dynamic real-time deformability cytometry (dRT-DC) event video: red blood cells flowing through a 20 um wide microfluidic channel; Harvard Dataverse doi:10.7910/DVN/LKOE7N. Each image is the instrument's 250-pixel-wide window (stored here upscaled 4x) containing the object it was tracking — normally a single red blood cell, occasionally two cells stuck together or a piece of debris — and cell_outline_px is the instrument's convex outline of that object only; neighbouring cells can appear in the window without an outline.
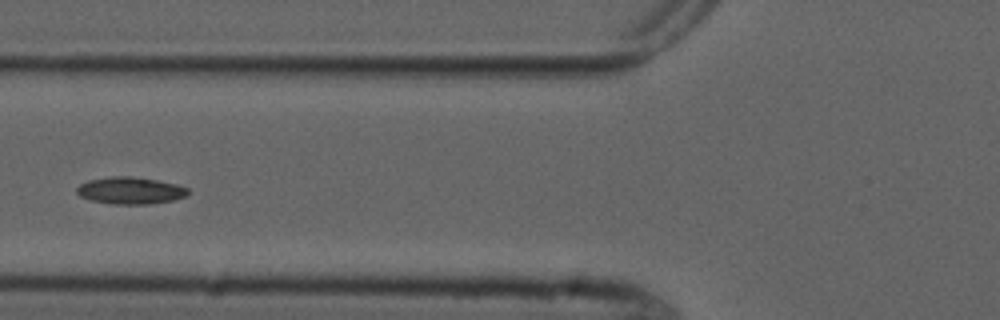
{"species": "common noctule bat (a hibernating species)", "species_latin": "Nyctalus noctula", "temperature_condition": "cold", "stored_images_in_passage": 9, "camera_frame_rate_fps": 3000, "um_per_image_px": 0.085, "animal": {"sex": "male", "forearm_length_mm": 52.5}, "frame": {"image": 1, "passage_image": 6, "time_ms": 6.0, "image_size_px": [1000, 320], "cell_outline_px": [[188, 192], [184, 196], [172, 200], [148, 204], [112, 204], [92, 200], [80, 196], [76, 192], [76, 188], [80, 184], [88, 180], [108, 176], [128, 176], [156, 180], [176, 184], [188, 188]], "centroid_in_image_um": [11.03, 16.19], "position_along_channel_um": 114.8, "area_um2": 17.34}}
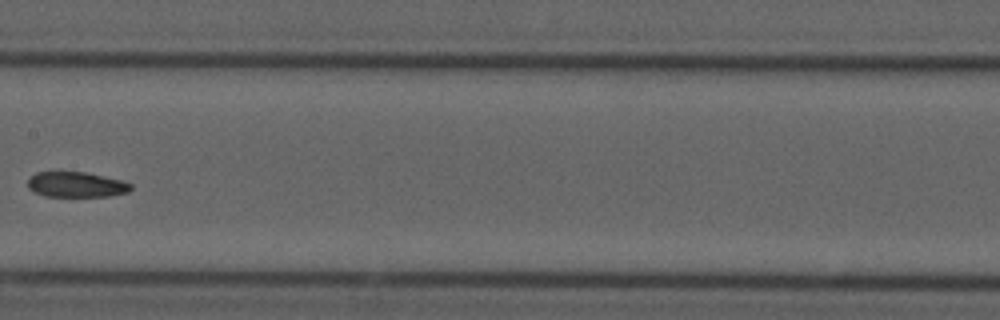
{"frame": {"image": 2, "passage_image": 8, "time_ms": 8.333, "image_size_px": [1000, 320], "cell_outline_px": [[132, 188], [128, 192], [108, 196], [44, 196], [28, 188], [28, 180], [36, 172], [88, 172], [124, 180], [132, 184]], "centroid_in_image_um": [6.53, 15.68], "position_along_channel_um": 200.9, "area_um2": 15.26}}
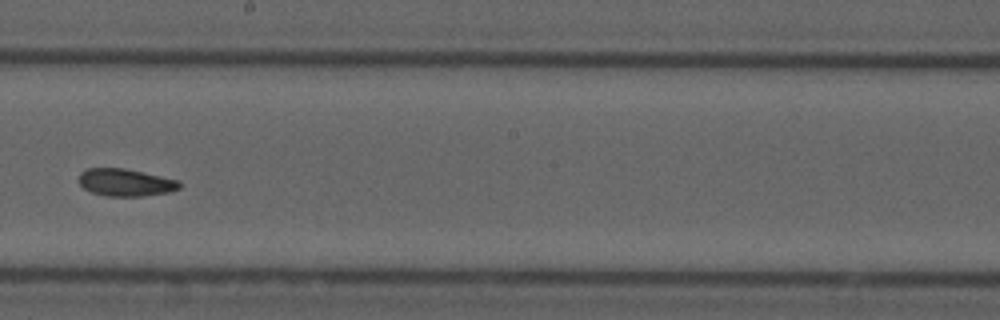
{"frame": {"image": 3, "passage_image": 9, "time_ms": 9.333, "image_size_px": [1000, 320], "cell_outline_px": [[184, 184], [180, 188], [168, 192], [140, 196], [104, 196], [92, 192], [84, 188], [76, 180], [80, 172], [88, 168], [124, 168], [180, 180]], "centroid_in_image_um": [10.66, 15.5], "position_along_channel_um": 237.5, "area_um2": 16.24}}